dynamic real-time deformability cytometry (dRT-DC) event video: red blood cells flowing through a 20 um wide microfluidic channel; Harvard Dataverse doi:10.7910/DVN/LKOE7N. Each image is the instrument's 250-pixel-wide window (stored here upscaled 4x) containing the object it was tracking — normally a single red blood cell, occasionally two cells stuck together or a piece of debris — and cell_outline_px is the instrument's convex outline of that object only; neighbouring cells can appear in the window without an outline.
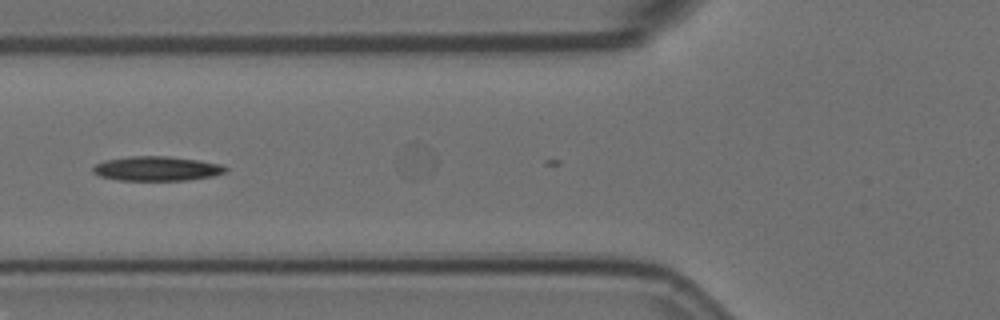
{"species": "Egyptian fruit bat (a non-hibernating species)", "species_latin": "Rousettus aegyptiacus", "temperature_condition": "room temperature", "stored_images_in_passage": 5, "camera_frame_rate_fps": 3000, "um_per_image_px": 0.085, "animal": {"sex": "female"}, "frame": {"image": 1, "passage_image": 3, "time_ms": 0.667, "image_size_px": [1000, 320], "cell_outline_px": [[228, 168], [224, 172], [212, 176], [188, 180], [116, 180], [100, 176], [92, 172], [92, 168], [96, 164], [104, 160], [128, 156], [168, 156], [196, 160], [220, 164]], "centroid_in_image_um": [13.27, 14.33], "position_along_channel_um": 112.5, "area_um2": 18.84}}